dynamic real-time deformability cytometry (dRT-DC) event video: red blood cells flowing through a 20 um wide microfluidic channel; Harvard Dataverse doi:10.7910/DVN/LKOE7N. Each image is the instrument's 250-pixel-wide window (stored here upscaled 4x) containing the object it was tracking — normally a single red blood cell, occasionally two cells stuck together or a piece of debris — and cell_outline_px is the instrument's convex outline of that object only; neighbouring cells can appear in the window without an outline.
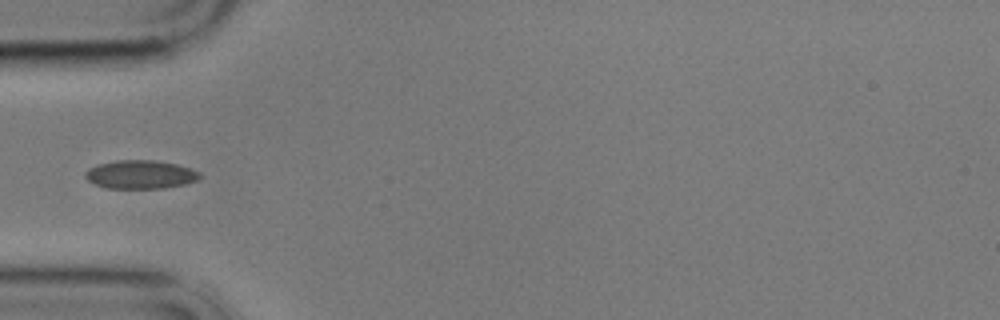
{"species": "common noctule bat (a hibernating species)", "species_latin": "Nyctalus noctula", "temperature_condition": "cold", "stored_images_in_passage": 10, "camera_frame_rate_fps": 3000, "um_per_image_px": 0.085, "animal": {"sex": "male", "body_mass_g": 17.9}, "frame": {"image": 1, "passage_image": 5, "time_ms": 6.0, "image_size_px": [1000, 320], "cell_outline_px": [[200, 180], [184, 184], [164, 188], [108, 188], [96, 184], [88, 180], [84, 176], [84, 172], [88, 168], [96, 164], [116, 160], [152, 160], [176, 164], [200, 172]], "centroid_in_image_um": [11.91, 14.83], "position_along_channel_um": 73.1, "area_um2": 19.02}}
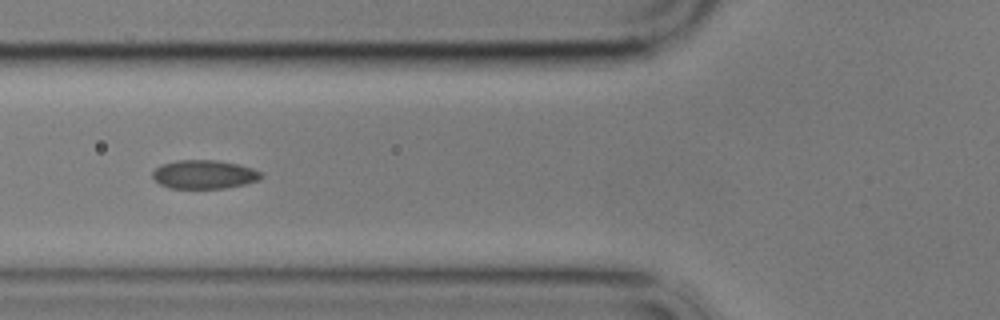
{"frame": {"image": 2, "passage_image": 6, "time_ms": 7.0, "image_size_px": [1000, 320], "cell_outline_px": [[264, 176], [260, 180], [244, 184], [224, 188], [168, 188], [160, 184], [152, 176], [152, 172], [160, 164], [176, 160], [216, 160], [240, 164], [252, 168], [260, 172]], "centroid_in_image_um": [17.36, 14.82], "position_along_channel_um": 108.4, "area_um2": 18.26}}
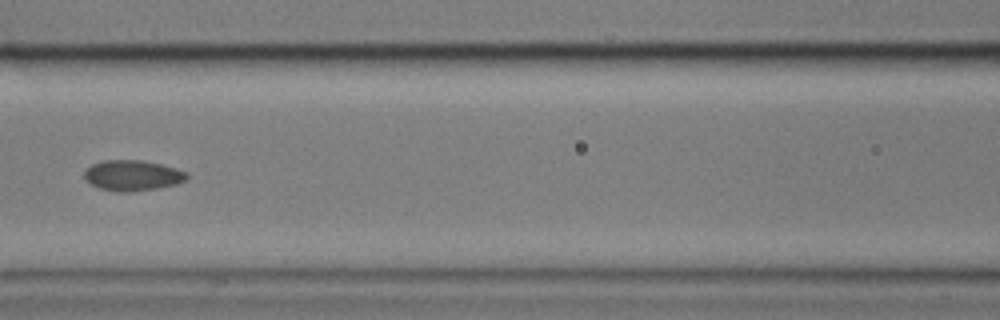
{"frame": {"image": 3, "passage_image": 7, "time_ms": 8.333, "image_size_px": [1000, 320], "cell_outline_px": [[188, 176], [184, 180], [176, 184], [156, 188], [128, 192], [120, 192], [100, 188], [84, 180], [84, 172], [92, 164], [104, 160], [140, 160], [160, 164], [176, 168], [188, 172]], "centroid_in_image_um": [11.25, 14.91], "position_along_channel_um": 155.3, "area_um2": 18.09}}